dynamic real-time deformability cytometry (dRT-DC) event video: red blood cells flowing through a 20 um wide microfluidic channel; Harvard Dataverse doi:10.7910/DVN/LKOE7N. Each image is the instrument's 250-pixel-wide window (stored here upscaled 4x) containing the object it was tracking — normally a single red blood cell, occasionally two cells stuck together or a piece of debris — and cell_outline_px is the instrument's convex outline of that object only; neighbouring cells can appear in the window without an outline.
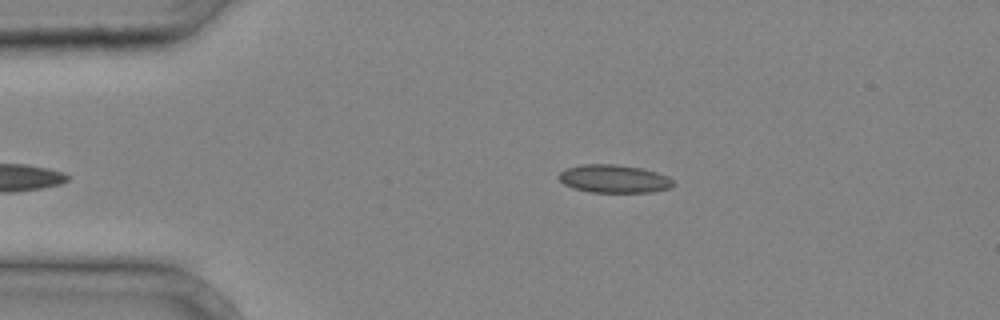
{"species": "common noctule bat (a hibernating species)", "species_latin": "Nyctalus noctula", "temperature_condition": "cold", "stored_images_in_passage": 32, "camera_frame_rate_fps": 3000, "um_per_image_px": 0.085, "animal": {"sex": "male", "body_mass_g": 20.4}, "frame": {"image": 1, "passage_image": 2, "time_ms": 0.333, "image_size_px": [1000, 320], "cell_outline_px": [[676, 184], [672, 188], [652, 192], [588, 192], [572, 188], [564, 184], [556, 176], [564, 168], [580, 164], [616, 164], [644, 168], [668, 176]], "centroid_in_image_um": [52.18, 15.19], "position_along_channel_um": 32.8, "area_um2": 19.13}}
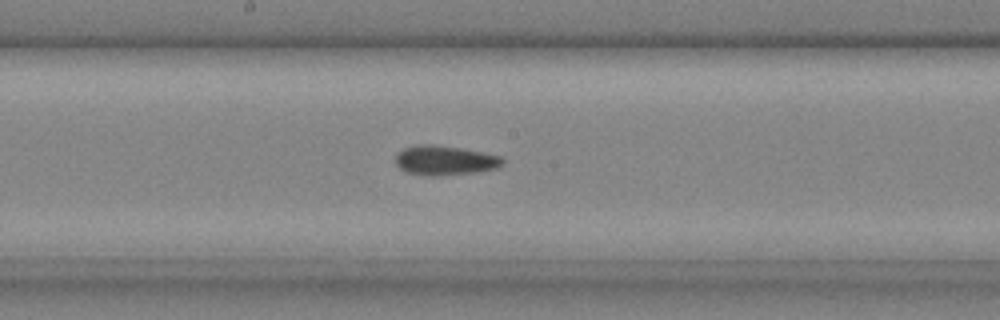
{"frame": {"image": 2, "passage_image": 15, "time_ms": 4.667, "image_size_px": [1000, 320], "cell_outline_px": [[504, 164], [496, 168], [480, 172], [432, 176], [408, 172], [400, 168], [396, 164], [396, 152], [404, 148], [416, 144], [432, 144], [480, 152], [500, 156], [504, 160]], "centroid_in_image_um": [37.8, 13.63], "position_along_channel_um": 210.4, "area_um2": 18.26}}
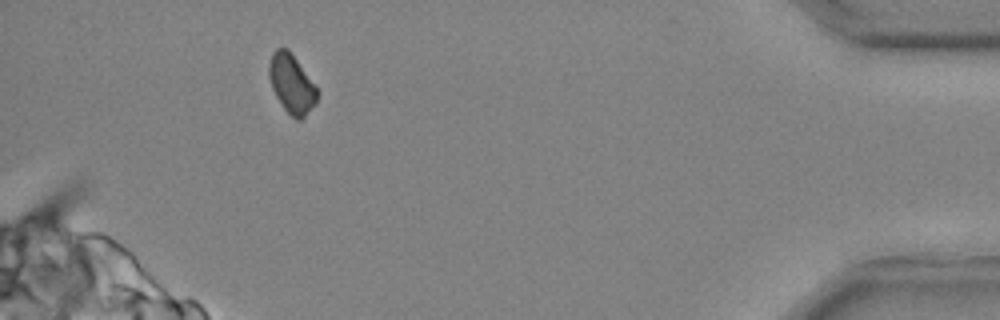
{"frame": {"image": 3, "passage_image": 30, "time_ms": 9.667, "image_size_px": [1000, 320], "cell_outline_px": [[320, 92], [316, 104], [300, 120], [296, 120], [284, 108], [276, 96], [272, 88], [268, 76], [268, 64], [272, 52], [276, 48], [288, 48]], "centroid_in_image_um": [24.79, 7.11], "position_along_channel_um": 410.4, "area_um2": 16.59}}